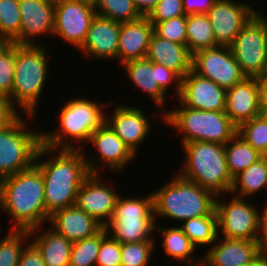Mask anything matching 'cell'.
I'll return each instance as SVG.
<instances>
[{
	"label": "cell",
	"mask_w": 267,
	"mask_h": 266,
	"mask_svg": "<svg viewBox=\"0 0 267 266\" xmlns=\"http://www.w3.org/2000/svg\"><path fill=\"white\" fill-rule=\"evenodd\" d=\"M183 222L180 228L197 249L198 246L212 245L219 237L215 210L209 216L191 218Z\"/></svg>",
	"instance_id": "1f68e13d"
},
{
	"label": "cell",
	"mask_w": 267,
	"mask_h": 266,
	"mask_svg": "<svg viewBox=\"0 0 267 266\" xmlns=\"http://www.w3.org/2000/svg\"><path fill=\"white\" fill-rule=\"evenodd\" d=\"M154 26L147 16L121 23L117 60L120 64L146 57Z\"/></svg>",
	"instance_id": "cb8c5ba5"
},
{
	"label": "cell",
	"mask_w": 267,
	"mask_h": 266,
	"mask_svg": "<svg viewBox=\"0 0 267 266\" xmlns=\"http://www.w3.org/2000/svg\"><path fill=\"white\" fill-rule=\"evenodd\" d=\"M47 48L40 44H16L11 100L23 114L36 116L38 102L49 72ZM47 53V54H46Z\"/></svg>",
	"instance_id": "8992f818"
},
{
	"label": "cell",
	"mask_w": 267,
	"mask_h": 266,
	"mask_svg": "<svg viewBox=\"0 0 267 266\" xmlns=\"http://www.w3.org/2000/svg\"><path fill=\"white\" fill-rule=\"evenodd\" d=\"M121 244L109 234L101 241L96 266H120Z\"/></svg>",
	"instance_id": "b9f144b4"
},
{
	"label": "cell",
	"mask_w": 267,
	"mask_h": 266,
	"mask_svg": "<svg viewBox=\"0 0 267 266\" xmlns=\"http://www.w3.org/2000/svg\"><path fill=\"white\" fill-rule=\"evenodd\" d=\"M184 15L182 0H160L147 17L154 26L157 22Z\"/></svg>",
	"instance_id": "60d3db41"
},
{
	"label": "cell",
	"mask_w": 267,
	"mask_h": 266,
	"mask_svg": "<svg viewBox=\"0 0 267 266\" xmlns=\"http://www.w3.org/2000/svg\"><path fill=\"white\" fill-rule=\"evenodd\" d=\"M110 114V115H109ZM140 107L119 103L111 113H105V122L137 156L139 146L152 129L150 120Z\"/></svg>",
	"instance_id": "ac0fdd59"
},
{
	"label": "cell",
	"mask_w": 267,
	"mask_h": 266,
	"mask_svg": "<svg viewBox=\"0 0 267 266\" xmlns=\"http://www.w3.org/2000/svg\"><path fill=\"white\" fill-rule=\"evenodd\" d=\"M187 15L175 17L154 25V33L160 38L186 45Z\"/></svg>",
	"instance_id": "ab89813d"
},
{
	"label": "cell",
	"mask_w": 267,
	"mask_h": 266,
	"mask_svg": "<svg viewBox=\"0 0 267 266\" xmlns=\"http://www.w3.org/2000/svg\"><path fill=\"white\" fill-rule=\"evenodd\" d=\"M19 0H0V42L12 43L20 35Z\"/></svg>",
	"instance_id": "e575fe53"
},
{
	"label": "cell",
	"mask_w": 267,
	"mask_h": 266,
	"mask_svg": "<svg viewBox=\"0 0 267 266\" xmlns=\"http://www.w3.org/2000/svg\"><path fill=\"white\" fill-rule=\"evenodd\" d=\"M42 227L31 229L29 235L32 239L37 234V237L33 239L32 243L40 251L45 266H69L73 243L66 237L58 234L51 227L41 233L38 230Z\"/></svg>",
	"instance_id": "4316f807"
},
{
	"label": "cell",
	"mask_w": 267,
	"mask_h": 266,
	"mask_svg": "<svg viewBox=\"0 0 267 266\" xmlns=\"http://www.w3.org/2000/svg\"><path fill=\"white\" fill-rule=\"evenodd\" d=\"M95 16L94 5L89 2L55 0L53 36L79 49L86 39Z\"/></svg>",
	"instance_id": "4fadbf2b"
},
{
	"label": "cell",
	"mask_w": 267,
	"mask_h": 266,
	"mask_svg": "<svg viewBox=\"0 0 267 266\" xmlns=\"http://www.w3.org/2000/svg\"><path fill=\"white\" fill-rule=\"evenodd\" d=\"M264 249L260 240L218 237L204 253L202 266H242L254 260Z\"/></svg>",
	"instance_id": "44dd1931"
},
{
	"label": "cell",
	"mask_w": 267,
	"mask_h": 266,
	"mask_svg": "<svg viewBox=\"0 0 267 266\" xmlns=\"http://www.w3.org/2000/svg\"><path fill=\"white\" fill-rule=\"evenodd\" d=\"M0 209L14 221L10 230L30 231L47 222L44 180L35 164L0 180Z\"/></svg>",
	"instance_id": "7a4b0ae2"
},
{
	"label": "cell",
	"mask_w": 267,
	"mask_h": 266,
	"mask_svg": "<svg viewBox=\"0 0 267 266\" xmlns=\"http://www.w3.org/2000/svg\"><path fill=\"white\" fill-rule=\"evenodd\" d=\"M17 266H45L40 251L31 241L24 247Z\"/></svg>",
	"instance_id": "ee69618b"
},
{
	"label": "cell",
	"mask_w": 267,
	"mask_h": 266,
	"mask_svg": "<svg viewBox=\"0 0 267 266\" xmlns=\"http://www.w3.org/2000/svg\"><path fill=\"white\" fill-rule=\"evenodd\" d=\"M234 0H216L206 13L213 28L216 43L230 46L237 34L258 12L251 4L233 2Z\"/></svg>",
	"instance_id": "9a60e30c"
},
{
	"label": "cell",
	"mask_w": 267,
	"mask_h": 266,
	"mask_svg": "<svg viewBox=\"0 0 267 266\" xmlns=\"http://www.w3.org/2000/svg\"><path fill=\"white\" fill-rule=\"evenodd\" d=\"M163 111V123L183 134L181 144L204 141L225 145L238 131V127L224 111L193 109L180 103L177 109L170 112L167 110V113Z\"/></svg>",
	"instance_id": "52a82bcc"
},
{
	"label": "cell",
	"mask_w": 267,
	"mask_h": 266,
	"mask_svg": "<svg viewBox=\"0 0 267 266\" xmlns=\"http://www.w3.org/2000/svg\"><path fill=\"white\" fill-rule=\"evenodd\" d=\"M225 154L232 179L263 157L238 133L225 144Z\"/></svg>",
	"instance_id": "4dcf8cb0"
},
{
	"label": "cell",
	"mask_w": 267,
	"mask_h": 266,
	"mask_svg": "<svg viewBox=\"0 0 267 266\" xmlns=\"http://www.w3.org/2000/svg\"><path fill=\"white\" fill-rule=\"evenodd\" d=\"M216 0H182L185 15L206 14Z\"/></svg>",
	"instance_id": "f6af8a7d"
},
{
	"label": "cell",
	"mask_w": 267,
	"mask_h": 266,
	"mask_svg": "<svg viewBox=\"0 0 267 266\" xmlns=\"http://www.w3.org/2000/svg\"><path fill=\"white\" fill-rule=\"evenodd\" d=\"M181 145L185 162L179 174L212 191L218 197L230 194L233 179L226 162L225 145L204 141Z\"/></svg>",
	"instance_id": "5b68a950"
},
{
	"label": "cell",
	"mask_w": 267,
	"mask_h": 266,
	"mask_svg": "<svg viewBox=\"0 0 267 266\" xmlns=\"http://www.w3.org/2000/svg\"><path fill=\"white\" fill-rule=\"evenodd\" d=\"M120 27L121 23L96 14L79 50L96 60L117 59Z\"/></svg>",
	"instance_id": "7402d4cb"
},
{
	"label": "cell",
	"mask_w": 267,
	"mask_h": 266,
	"mask_svg": "<svg viewBox=\"0 0 267 266\" xmlns=\"http://www.w3.org/2000/svg\"><path fill=\"white\" fill-rule=\"evenodd\" d=\"M18 3L21 17L20 35L12 43L35 45L40 44L35 43L40 36H53L54 0H19Z\"/></svg>",
	"instance_id": "d6986e66"
},
{
	"label": "cell",
	"mask_w": 267,
	"mask_h": 266,
	"mask_svg": "<svg viewBox=\"0 0 267 266\" xmlns=\"http://www.w3.org/2000/svg\"><path fill=\"white\" fill-rule=\"evenodd\" d=\"M141 16H148L160 0H132Z\"/></svg>",
	"instance_id": "c3c4849f"
},
{
	"label": "cell",
	"mask_w": 267,
	"mask_h": 266,
	"mask_svg": "<svg viewBox=\"0 0 267 266\" xmlns=\"http://www.w3.org/2000/svg\"><path fill=\"white\" fill-rule=\"evenodd\" d=\"M224 112L237 127L261 114L258 77H245L226 91Z\"/></svg>",
	"instance_id": "603a6c76"
},
{
	"label": "cell",
	"mask_w": 267,
	"mask_h": 266,
	"mask_svg": "<svg viewBox=\"0 0 267 266\" xmlns=\"http://www.w3.org/2000/svg\"><path fill=\"white\" fill-rule=\"evenodd\" d=\"M264 77H267V48H266V60L264 65Z\"/></svg>",
	"instance_id": "f907efd6"
},
{
	"label": "cell",
	"mask_w": 267,
	"mask_h": 266,
	"mask_svg": "<svg viewBox=\"0 0 267 266\" xmlns=\"http://www.w3.org/2000/svg\"><path fill=\"white\" fill-rule=\"evenodd\" d=\"M130 81L147 94L159 108L164 107L166 92L175 82L173 91L179 96L182 78L173 70L149 61L147 58L130 60L122 64Z\"/></svg>",
	"instance_id": "7c38bea8"
},
{
	"label": "cell",
	"mask_w": 267,
	"mask_h": 266,
	"mask_svg": "<svg viewBox=\"0 0 267 266\" xmlns=\"http://www.w3.org/2000/svg\"><path fill=\"white\" fill-rule=\"evenodd\" d=\"M101 179V174L90 173L77 192L75 205L105 228L120 194Z\"/></svg>",
	"instance_id": "e0dca14e"
},
{
	"label": "cell",
	"mask_w": 267,
	"mask_h": 266,
	"mask_svg": "<svg viewBox=\"0 0 267 266\" xmlns=\"http://www.w3.org/2000/svg\"><path fill=\"white\" fill-rule=\"evenodd\" d=\"M237 133L261 155L267 156V115H258L238 127Z\"/></svg>",
	"instance_id": "8d00e7d4"
},
{
	"label": "cell",
	"mask_w": 267,
	"mask_h": 266,
	"mask_svg": "<svg viewBox=\"0 0 267 266\" xmlns=\"http://www.w3.org/2000/svg\"><path fill=\"white\" fill-rule=\"evenodd\" d=\"M8 232L0 239V266H17L26 246L23 243L30 241L29 231L10 230Z\"/></svg>",
	"instance_id": "d590c367"
},
{
	"label": "cell",
	"mask_w": 267,
	"mask_h": 266,
	"mask_svg": "<svg viewBox=\"0 0 267 266\" xmlns=\"http://www.w3.org/2000/svg\"><path fill=\"white\" fill-rule=\"evenodd\" d=\"M242 266H267V249H264L254 260Z\"/></svg>",
	"instance_id": "681fc988"
},
{
	"label": "cell",
	"mask_w": 267,
	"mask_h": 266,
	"mask_svg": "<svg viewBox=\"0 0 267 266\" xmlns=\"http://www.w3.org/2000/svg\"><path fill=\"white\" fill-rule=\"evenodd\" d=\"M175 71L181 78L192 70V54L186 45L174 43L152 34L146 57Z\"/></svg>",
	"instance_id": "484cf974"
},
{
	"label": "cell",
	"mask_w": 267,
	"mask_h": 266,
	"mask_svg": "<svg viewBox=\"0 0 267 266\" xmlns=\"http://www.w3.org/2000/svg\"><path fill=\"white\" fill-rule=\"evenodd\" d=\"M22 114L11 98L0 94V130L15 122Z\"/></svg>",
	"instance_id": "7bdbcfd3"
},
{
	"label": "cell",
	"mask_w": 267,
	"mask_h": 266,
	"mask_svg": "<svg viewBox=\"0 0 267 266\" xmlns=\"http://www.w3.org/2000/svg\"><path fill=\"white\" fill-rule=\"evenodd\" d=\"M155 230H158L155 232H160L163 235L162 245L167 256H170L171 259L178 260L180 263L182 261L183 265L181 266H185L184 262L187 265L191 264L190 266H202V260L193 256L194 251L197 250L196 247L179 226L166 229L156 224Z\"/></svg>",
	"instance_id": "83f0119b"
},
{
	"label": "cell",
	"mask_w": 267,
	"mask_h": 266,
	"mask_svg": "<svg viewBox=\"0 0 267 266\" xmlns=\"http://www.w3.org/2000/svg\"><path fill=\"white\" fill-rule=\"evenodd\" d=\"M264 203L263 211H259V240L260 244L267 249V200Z\"/></svg>",
	"instance_id": "bcb514c9"
},
{
	"label": "cell",
	"mask_w": 267,
	"mask_h": 266,
	"mask_svg": "<svg viewBox=\"0 0 267 266\" xmlns=\"http://www.w3.org/2000/svg\"><path fill=\"white\" fill-rule=\"evenodd\" d=\"M252 202L233 196L228 202L218 196L215 211L219 236L227 239L259 240V208Z\"/></svg>",
	"instance_id": "8fae6325"
},
{
	"label": "cell",
	"mask_w": 267,
	"mask_h": 266,
	"mask_svg": "<svg viewBox=\"0 0 267 266\" xmlns=\"http://www.w3.org/2000/svg\"><path fill=\"white\" fill-rule=\"evenodd\" d=\"M108 235L103 228L96 235L74 242L71 248L69 266H96L101 241Z\"/></svg>",
	"instance_id": "d6a6232c"
},
{
	"label": "cell",
	"mask_w": 267,
	"mask_h": 266,
	"mask_svg": "<svg viewBox=\"0 0 267 266\" xmlns=\"http://www.w3.org/2000/svg\"><path fill=\"white\" fill-rule=\"evenodd\" d=\"M155 240L121 244L120 266H149Z\"/></svg>",
	"instance_id": "f35d334b"
},
{
	"label": "cell",
	"mask_w": 267,
	"mask_h": 266,
	"mask_svg": "<svg viewBox=\"0 0 267 266\" xmlns=\"http://www.w3.org/2000/svg\"><path fill=\"white\" fill-rule=\"evenodd\" d=\"M259 106L262 115H267V77H258Z\"/></svg>",
	"instance_id": "7dc6e473"
},
{
	"label": "cell",
	"mask_w": 267,
	"mask_h": 266,
	"mask_svg": "<svg viewBox=\"0 0 267 266\" xmlns=\"http://www.w3.org/2000/svg\"><path fill=\"white\" fill-rule=\"evenodd\" d=\"M94 8L97 15L119 23L134 21L141 17L132 0H97Z\"/></svg>",
	"instance_id": "836d02e7"
},
{
	"label": "cell",
	"mask_w": 267,
	"mask_h": 266,
	"mask_svg": "<svg viewBox=\"0 0 267 266\" xmlns=\"http://www.w3.org/2000/svg\"><path fill=\"white\" fill-rule=\"evenodd\" d=\"M93 144L94 150L98 152L101 161H93V158L87 159L85 154L86 164L90 173L101 174L100 165H105L108 171L118 172L126 168V165L136 159V155L132 150L122 141V139L110 128L105 122L98 130L91 134L88 144ZM104 163V164H103ZM110 169V170H109ZM114 170V171H113Z\"/></svg>",
	"instance_id": "2e32d148"
},
{
	"label": "cell",
	"mask_w": 267,
	"mask_h": 266,
	"mask_svg": "<svg viewBox=\"0 0 267 266\" xmlns=\"http://www.w3.org/2000/svg\"><path fill=\"white\" fill-rule=\"evenodd\" d=\"M103 106L106 104L97 103V100L95 102L87 98H70L60 108V113L57 115L60 128L51 133L42 131V144L56 150H80L83 143L88 145L91 134L105 123V111L107 110ZM76 144L79 146H75Z\"/></svg>",
	"instance_id": "3957f363"
},
{
	"label": "cell",
	"mask_w": 267,
	"mask_h": 266,
	"mask_svg": "<svg viewBox=\"0 0 267 266\" xmlns=\"http://www.w3.org/2000/svg\"><path fill=\"white\" fill-rule=\"evenodd\" d=\"M50 227L72 243L92 237L104 227L76 205L56 211L49 219Z\"/></svg>",
	"instance_id": "d4e9b609"
},
{
	"label": "cell",
	"mask_w": 267,
	"mask_h": 266,
	"mask_svg": "<svg viewBox=\"0 0 267 266\" xmlns=\"http://www.w3.org/2000/svg\"><path fill=\"white\" fill-rule=\"evenodd\" d=\"M246 77L264 76L267 48V16L258 11L229 46Z\"/></svg>",
	"instance_id": "30bf717a"
},
{
	"label": "cell",
	"mask_w": 267,
	"mask_h": 266,
	"mask_svg": "<svg viewBox=\"0 0 267 266\" xmlns=\"http://www.w3.org/2000/svg\"><path fill=\"white\" fill-rule=\"evenodd\" d=\"M263 188H267V156H263L233 179L230 195L235 193L234 196L245 199L261 192Z\"/></svg>",
	"instance_id": "f1b7e54d"
},
{
	"label": "cell",
	"mask_w": 267,
	"mask_h": 266,
	"mask_svg": "<svg viewBox=\"0 0 267 266\" xmlns=\"http://www.w3.org/2000/svg\"><path fill=\"white\" fill-rule=\"evenodd\" d=\"M80 1H86V2H89V3L94 5L97 0H80Z\"/></svg>",
	"instance_id": "816d5d0a"
},
{
	"label": "cell",
	"mask_w": 267,
	"mask_h": 266,
	"mask_svg": "<svg viewBox=\"0 0 267 266\" xmlns=\"http://www.w3.org/2000/svg\"><path fill=\"white\" fill-rule=\"evenodd\" d=\"M192 71L212 80L226 91L246 77L228 46H217L195 52L192 55Z\"/></svg>",
	"instance_id": "5bb4252c"
},
{
	"label": "cell",
	"mask_w": 267,
	"mask_h": 266,
	"mask_svg": "<svg viewBox=\"0 0 267 266\" xmlns=\"http://www.w3.org/2000/svg\"><path fill=\"white\" fill-rule=\"evenodd\" d=\"M186 46L192 55L199 50L219 46L216 43L212 24L207 14L187 15Z\"/></svg>",
	"instance_id": "f546056e"
},
{
	"label": "cell",
	"mask_w": 267,
	"mask_h": 266,
	"mask_svg": "<svg viewBox=\"0 0 267 266\" xmlns=\"http://www.w3.org/2000/svg\"><path fill=\"white\" fill-rule=\"evenodd\" d=\"M153 192L155 219L183 221L209 216L215 210L216 195L179 173Z\"/></svg>",
	"instance_id": "277c9868"
},
{
	"label": "cell",
	"mask_w": 267,
	"mask_h": 266,
	"mask_svg": "<svg viewBox=\"0 0 267 266\" xmlns=\"http://www.w3.org/2000/svg\"><path fill=\"white\" fill-rule=\"evenodd\" d=\"M16 61V44L0 42V94L11 97Z\"/></svg>",
	"instance_id": "74e56055"
},
{
	"label": "cell",
	"mask_w": 267,
	"mask_h": 266,
	"mask_svg": "<svg viewBox=\"0 0 267 266\" xmlns=\"http://www.w3.org/2000/svg\"><path fill=\"white\" fill-rule=\"evenodd\" d=\"M82 149H53L40 145L35 165L40 169L44 180V199L47 211V223L56 211L75 205L77 192L85 178L90 174ZM54 157L41 161L49 153ZM82 151V152H81Z\"/></svg>",
	"instance_id": "6da1fadb"
},
{
	"label": "cell",
	"mask_w": 267,
	"mask_h": 266,
	"mask_svg": "<svg viewBox=\"0 0 267 266\" xmlns=\"http://www.w3.org/2000/svg\"><path fill=\"white\" fill-rule=\"evenodd\" d=\"M177 99L185 107L205 111H225L226 90L191 70L182 78Z\"/></svg>",
	"instance_id": "ffe728a7"
},
{
	"label": "cell",
	"mask_w": 267,
	"mask_h": 266,
	"mask_svg": "<svg viewBox=\"0 0 267 266\" xmlns=\"http://www.w3.org/2000/svg\"><path fill=\"white\" fill-rule=\"evenodd\" d=\"M26 115L25 117H23ZM22 114L15 122L0 130V180L30 168L42 144L41 131L27 130L29 118ZM27 117V119H26ZM26 120V121H25Z\"/></svg>",
	"instance_id": "9c48e42d"
},
{
	"label": "cell",
	"mask_w": 267,
	"mask_h": 266,
	"mask_svg": "<svg viewBox=\"0 0 267 266\" xmlns=\"http://www.w3.org/2000/svg\"><path fill=\"white\" fill-rule=\"evenodd\" d=\"M155 220L153 193L138 198L119 195L105 229L120 244L155 240Z\"/></svg>",
	"instance_id": "ba28073f"
}]
</instances>
